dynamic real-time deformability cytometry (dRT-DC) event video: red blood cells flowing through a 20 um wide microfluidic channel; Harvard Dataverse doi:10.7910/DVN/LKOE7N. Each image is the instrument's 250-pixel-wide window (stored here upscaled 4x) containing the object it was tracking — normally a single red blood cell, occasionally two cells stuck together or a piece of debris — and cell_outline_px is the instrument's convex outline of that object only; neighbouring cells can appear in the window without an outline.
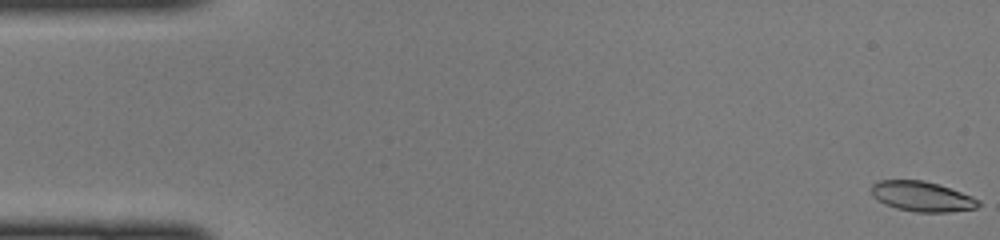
{"species": "common noctule bat (a hibernating species)", "species_latin": "Nyctalus noctula", "temperature_condition": "cold", "stored_images_in_passage": 47, "camera_frame_rate_fps": 3000, "um_per_image_px": 0.085, "animal": {"sex": "female", "body_mass_g": 22.0, "forearm_length_mm": 56.7}, "frame": {"image": 1, "passage_image": 1, "time_ms": 0.0, "image_size_px": [1000, 240], "cell_outline_px": [[980, 204], [976, 208], [948, 212], [916, 212], [896, 208], [884, 204], [872, 196], [872, 184], [880, 180], [924, 180], [972, 196], [980, 200]], "centroid_in_image_um": [78.35, 16.7], "position_along_channel_um": 6.6, "area_um2": 18.61}}
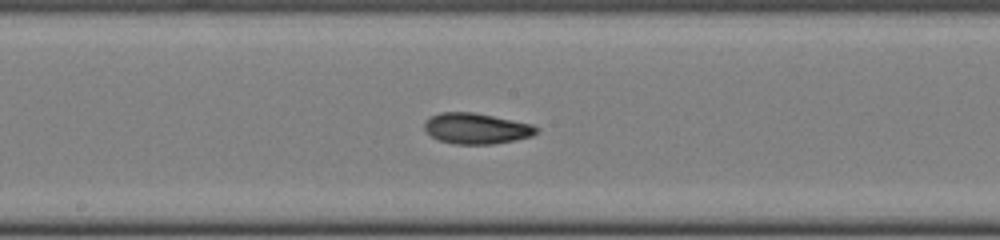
{"frame": {"image": 2, "passage_image": 25, "time_ms": 8.0, "image_size_px": [1000, 240], "cell_outline_px": [[540, 128], [532, 136], [516, 140], [492, 144], [452, 144], [436, 140], [424, 128], [424, 120], [440, 112], [472, 112], [532, 124]], "centroid_in_image_um": [40.47, 10.93], "position_along_channel_um": 207.7, "area_um2": 20.11}}
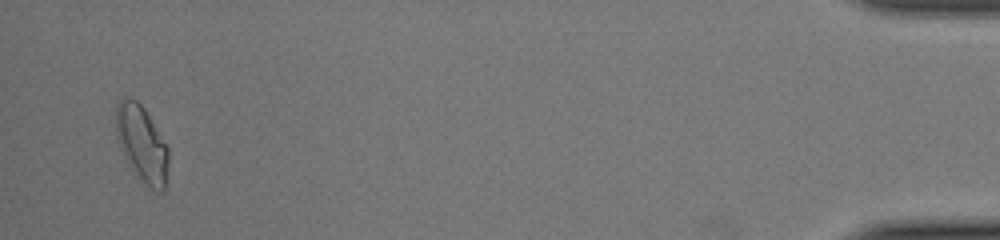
{"frame": {"image": 3, "passage_image": 46, "time_ms": 15.0, "image_size_px": [1000, 240], "cell_outline_px": [[168, 164], [164, 192], [156, 192], [148, 188], [132, 172], [124, 156], [116, 136], [116, 104], [120, 100], [136, 100], [144, 108], [168, 148]], "centroid_in_image_um": [12.06, 12.3], "position_along_channel_um": 423.1, "area_um2": 23.24}}